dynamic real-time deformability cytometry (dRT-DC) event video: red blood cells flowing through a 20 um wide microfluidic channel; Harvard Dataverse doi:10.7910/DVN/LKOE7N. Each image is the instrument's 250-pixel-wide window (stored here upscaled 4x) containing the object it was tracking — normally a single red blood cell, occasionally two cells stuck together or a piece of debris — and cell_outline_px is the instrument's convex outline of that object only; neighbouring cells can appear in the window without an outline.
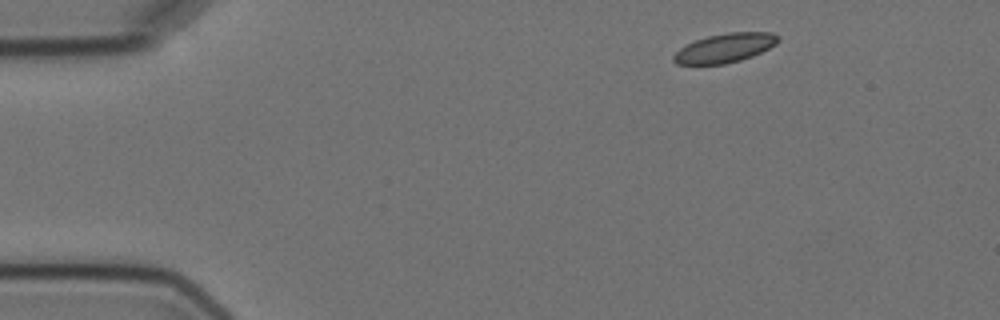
{"species": "Egyptian fruit bat (a non-hibernating species)", "species_latin": "Rousettus aegyptiacus", "temperature_condition": "cold", "stored_images_in_passage": 5, "camera_frame_rate_fps": 3000, "um_per_image_px": 0.085, "animal": {"sex": "female"}, "frame": {"image": 1, "passage_image": 1, "time_ms": 0.0, "image_size_px": [1000, 320], "cell_outline_px": [[780, 40], [776, 44], [752, 56], [740, 60], [724, 64], [676, 64], [672, 60], [672, 56], [680, 48], [696, 40], [708, 36], [728, 32], [772, 32], [780, 36]], "centroid_in_image_um": [61.63, 4.07], "position_along_channel_um": 23.4, "area_um2": 17.63}}
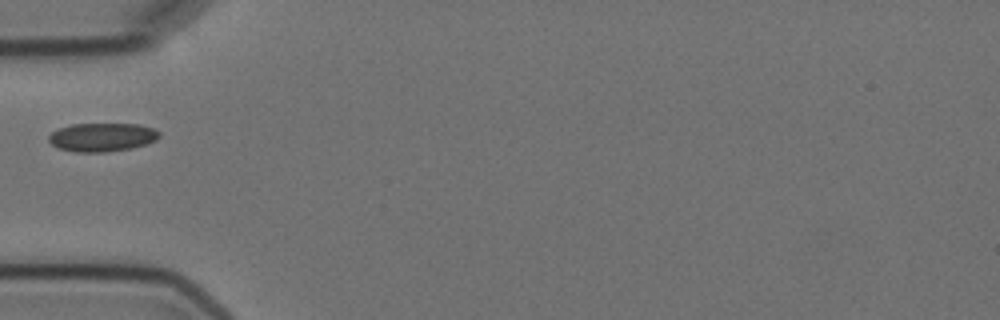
{"frame": {"image": 2, "passage_image": 4, "time_ms": 3.667, "image_size_px": [1000, 320], "cell_outline_px": [[160, 136], [156, 140], [132, 148], [104, 152], [76, 152], [60, 148], [52, 144], [48, 140], [48, 136], [52, 132], [60, 128], [72, 124], [140, 124], [152, 128], [160, 132]], "centroid_in_image_um": [8.69, 11.66], "position_along_channel_um": 76.3, "area_um2": 18.26}}
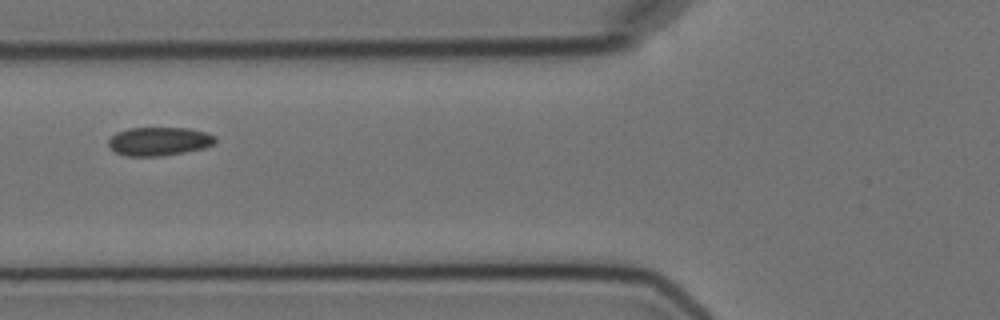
{"frame": {"image": 3, "passage_image": 5, "time_ms": 4.667, "image_size_px": [1000, 320], "cell_outline_px": [[216, 140], [212, 144], [204, 148], [184, 152], [160, 156], [128, 156], [116, 152], [108, 144], [108, 140], [116, 132], [128, 128], [188, 128], [204, 132], [216, 136]], "centroid_in_image_um": [13.51, 12.01], "position_along_channel_um": 112.3, "area_um2": 17.63}}